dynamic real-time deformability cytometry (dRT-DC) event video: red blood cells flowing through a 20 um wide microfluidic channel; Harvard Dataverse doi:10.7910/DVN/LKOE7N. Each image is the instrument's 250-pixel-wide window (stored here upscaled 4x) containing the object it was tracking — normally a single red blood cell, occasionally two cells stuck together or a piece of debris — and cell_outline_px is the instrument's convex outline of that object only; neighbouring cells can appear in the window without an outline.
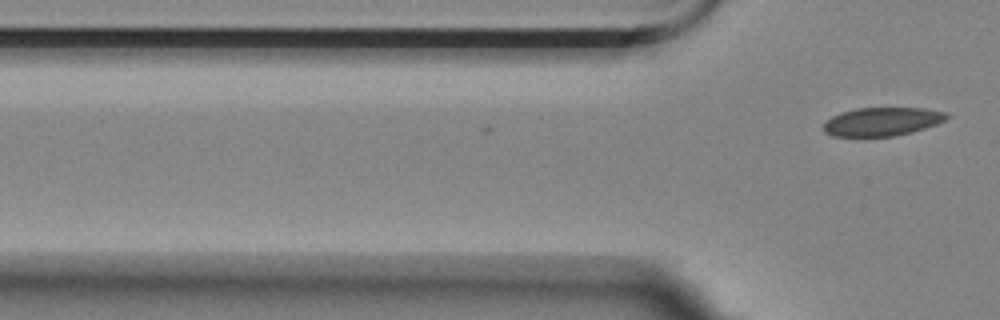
{"species": "Egyptian fruit bat (a non-hibernating species)", "species_latin": "Rousettus aegyptiacus", "temperature_condition": "room temperature", "stored_images_in_passage": 3, "camera_frame_rate_fps": 3000, "um_per_image_px": 0.085, "animal": {"sex": "female"}, "frame": {"image": 1, "passage_image": 3, "time_ms": 0.667, "image_size_px": [1000, 320], "cell_outline_px": [[948, 116], [944, 120], [936, 124], [924, 128], [892, 136], [832, 136], [824, 132], [824, 124], [832, 116], [840, 112], [856, 108], [924, 108], [948, 112]], "centroid_in_image_um": [74.96, 10.32], "position_along_channel_um": 50.8, "area_um2": 20.23}}